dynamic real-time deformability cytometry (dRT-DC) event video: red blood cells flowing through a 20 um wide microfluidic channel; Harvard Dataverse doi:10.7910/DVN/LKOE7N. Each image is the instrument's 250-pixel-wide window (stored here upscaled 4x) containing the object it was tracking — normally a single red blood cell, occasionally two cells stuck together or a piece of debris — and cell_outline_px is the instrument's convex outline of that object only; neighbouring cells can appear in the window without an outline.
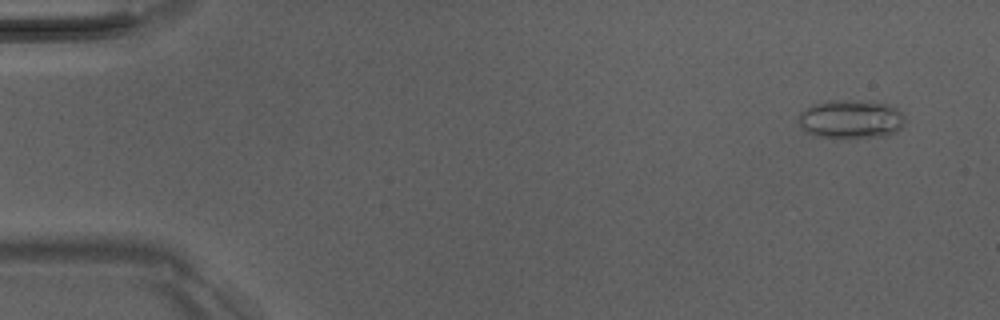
{"species": "Egyptian fruit bat (a non-hibernating species)", "species_latin": "Rousettus aegyptiacus", "temperature_condition": "room temperature", "stored_images_in_passage": 12, "camera_frame_rate_fps": 3000, "um_per_image_px": 0.085, "animal": {"sex": "male"}, "frame": {"image": 1, "passage_image": 4, "time_ms": 1.0, "image_size_px": [1000, 320], "cell_outline_px": [[904, 124], [896, 132], [884, 136], [844, 140], [816, 136], [808, 132], [800, 124], [800, 112], [816, 104], [828, 100], [868, 100], [888, 104], [896, 108], [904, 116]], "centroid_in_image_um": [72.37, 10.15], "position_along_channel_um": 12.6, "area_um2": 24.39}}